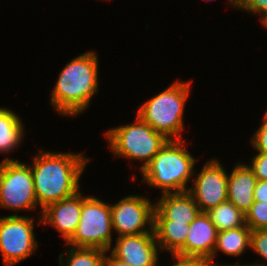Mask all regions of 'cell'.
Instances as JSON below:
<instances>
[{
    "label": "cell",
    "mask_w": 267,
    "mask_h": 266,
    "mask_svg": "<svg viewBox=\"0 0 267 266\" xmlns=\"http://www.w3.org/2000/svg\"><path fill=\"white\" fill-rule=\"evenodd\" d=\"M239 9L261 15L262 25L267 22V0H247Z\"/></svg>",
    "instance_id": "25"
},
{
    "label": "cell",
    "mask_w": 267,
    "mask_h": 266,
    "mask_svg": "<svg viewBox=\"0 0 267 266\" xmlns=\"http://www.w3.org/2000/svg\"><path fill=\"white\" fill-rule=\"evenodd\" d=\"M263 123L261 126L254 132L253 137L251 138V145L256 152H266L267 153V111L263 117Z\"/></svg>",
    "instance_id": "24"
},
{
    "label": "cell",
    "mask_w": 267,
    "mask_h": 266,
    "mask_svg": "<svg viewBox=\"0 0 267 266\" xmlns=\"http://www.w3.org/2000/svg\"><path fill=\"white\" fill-rule=\"evenodd\" d=\"M250 248L266 260V263L258 264L267 266V229L251 231Z\"/></svg>",
    "instance_id": "22"
},
{
    "label": "cell",
    "mask_w": 267,
    "mask_h": 266,
    "mask_svg": "<svg viewBox=\"0 0 267 266\" xmlns=\"http://www.w3.org/2000/svg\"><path fill=\"white\" fill-rule=\"evenodd\" d=\"M110 209L113 230L118 237L154 232L155 204L147 196L129 194L110 204Z\"/></svg>",
    "instance_id": "9"
},
{
    "label": "cell",
    "mask_w": 267,
    "mask_h": 266,
    "mask_svg": "<svg viewBox=\"0 0 267 266\" xmlns=\"http://www.w3.org/2000/svg\"><path fill=\"white\" fill-rule=\"evenodd\" d=\"M91 159L81 153L41 150L30 164L40 212L80 191L79 179Z\"/></svg>",
    "instance_id": "1"
},
{
    "label": "cell",
    "mask_w": 267,
    "mask_h": 266,
    "mask_svg": "<svg viewBox=\"0 0 267 266\" xmlns=\"http://www.w3.org/2000/svg\"><path fill=\"white\" fill-rule=\"evenodd\" d=\"M206 213L218 232L246 225L245 214L228 200L209 209Z\"/></svg>",
    "instance_id": "19"
},
{
    "label": "cell",
    "mask_w": 267,
    "mask_h": 266,
    "mask_svg": "<svg viewBox=\"0 0 267 266\" xmlns=\"http://www.w3.org/2000/svg\"><path fill=\"white\" fill-rule=\"evenodd\" d=\"M263 26L267 29V22Z\"/></svg>",
    "instance_id": "31"
},
{
    "label": "cell",
    "mask_w": 267,
    "mask_h": 266,
    "mask_svg": "<svg viewBox=\"0 0 267 266\" xmlns=\"http://www.w3.org/2000/svg\"><path fill=\"white\" fill-rule=\"evenodd\" d=\"M174 264L171 266H210L209 260L197 256H183L180 254H171Z\"/></svg>",
    "instance_id": "26"
},
{
    "label": "cell",
    "mask_w": 267,
    "mask_h": 266,
    "mask_svg": "<svg viewBox=\"0 0 267 266\" xmlns=\"http://www.w3.org/2000/svg\"><path fill=\"white\" fill-rule=\"evenodd\" d=\"M222 266H241V264H239V261L238 262H236V264L234 265H230V264H224V265H222ZM242 266H265V265H261V264H258V263H256V262H254V263H250L249 265H242Z\"/></svg>",
    "instance_id": "30"
},
{
    "label": "cell",
    "mask_w": 267,
    "mask_h": 266,
    "mask_svg": "<svg viewBox=\"0 0 267 266\" xmlns=\"http://www.w3.org/2000/svg\"><path fill=\"white\" fill-rule=\"evenodd\" d=\"M135 118L132 124L109 128L105 137L114 156H121L130 161H145L141 166L142 170L169 140L137 114Z\"/></svg>",
    "instance_id": "5"
},
{
    "label": "cell",
    "mask_w": 267,
    "mask_h": 266,
    "mask_svg": "<svg viewBox=\"0 0 267 266\" xmlns=\"http://www.w3.org/2000/svg\"><path fill=\"white\" fill-rule=\"evenodd\" d=\"M81 216V191L48 205L42 210L39 225L54 227L67 242L75 233Z\"/></svg>",
    "instance_id": "12"
},
{
    "label": "cell",
    "mask_w": 267,
    "mask_h": 266,
    "mask_svg": "<svg viewBox=\"0 0 267 266\" xmlns=\"http://www.w3.org/2000/svg\"><path fill=\"white\" fill-rule=\"evenodd\" d=\"M255 201L267 202V181L257 180L254 190Z\"/></svg>",
    "instance_id": "27"
},
{
    "label": "cell",
    "mask_w": 267,
    "mask_h": 266,
    "mask_svg": "<svg viewBox=\"0 0 267 266\" xmlns=\"http://www.w3.org/2000/svg\"><path fill=\"white\" fill-rule=\"evenodd\" d=\"M99 59L95 51L84 52L59 73L50 102L60 115L73 117L84 112L99 86Z\"/></svg>",
    "instance_id": "2"
},
{
    "label": "cell",
    "mask_w": 267,
    "mask_h": 266,
    "mask_svg": "<svg viewBox=\"0 0 267 266\" xmlns=\"http://www.w3.org/2000/svg\"><path fill=\"white\" fill-rule=\"evenodd\" d=\"M153 230L161 250L185 256V241L189 224L171 220H154Z\"/></svg>",
    "instance_id": "16"
},
{
    "label": "cell",
    "mask_w": 267,
    "mask_h": 266,
    "mask_svg": "<svg viewBox=\"0 0 267 266\" xmlns=\"http://www.w3.org/2000/svg\"><path fill=\"white\" fill-rule=\"evenodd\" d=\"M113 231L110 204L95 196L85 197L81 193L80 221L66 245L109 252L113 241Z\"/></svg>",
    "instance_id": "6"
},
{
    "label": "cell",
    "mask_w": 267,
    "mask_h": 266,
    "mask_svg": "<svg viewBox=\"0 0 267 266\" xmlns=\"http://www.w3.org/2000/svg\"><path fill=\"white\" fill-rule=\"evenodd\" d=\"M218 230L206 212L200 214L189 224L185 241V256L209 259L216 246Z\"/></svg>",
    "instance_id": "14"
},
{
    "label": "cell",
    "mask_w": 267,
    "mask_h": 266,
    "mask_svg": "<svg viewBox=\"0 0 267 266\" xmlns=\"http://www.w3.org/2000/svg\"><path fill=\"white\" fill-rule=\"evenodd\" d=\"M251 229L245 225L235 229L223 230L218 232L216 246L212 256L208 259L210 266H222V264L214 263L217 251L224 252L229 256L238 257L245 252L246 248H250Z\"/></svg>",
    "instance_id": "17"
},
{
    "label": "cell",
    "mask_w": 267,
    "mask_h": 266,
    "mask_svg": "<svg viewBox=\"0 0 267 266\" xmlns=\"http://www.w3.org/2000/svg\"><path fill=\"white\" fill-rule=\"evenodd\" d=\"M34 218L18 212L0 217V252L4 266H13L35 253Z\"/></svg>",
    "instance_id": "8"
},
{
    "label": "cell",
    "mask_w": 267,
    "mask_h": 266,
    "mask_svg": "<svg viewBox=\"0 0 267 266\" xmlns=\"http://www.w3.org/2000/svg\"><path fill=\"white\" fill-rule=\"evenodd\" d=\"M251 160V165L249 164L248 167L253 171L257 180L267 181V153L257 152Z\"/></svg>",
    "instance_id": "23"
},
{
    "label": "cell",
    "mask_w": 267,
    "mask_h": 266,
    "mask_svg": "<svg viewBox=\"0 0 267 266\" xmlns=\"http://www.w3.org/2000/svg\"><path fill=\"white\" fill-rule=\"evenodd\" d=\"M37 200L30 165L7 157L0 163V207L35 210Z\"/></svg>",
    "instance_id": "7"
},
{
    "label": "cell",
    "mask_w": 267,
    "mask_h": 266,
    "mask_svg": "<svg viewBox=\"0 0 267 266\" xmlns=\"http://www.w3.org/2000/svg\"><path fill=\"white\" fill-rule=\"evenodd\" d=\"M190 89L191 81L177 80L144 102L136 114L168 140H181L183 115Z\"/></svg>",
    "instance_id": "4"
},
{
    "label": "cell",
    "mask_w": 267,
    "mask_h": 266,
    "mask_svg": "<svg viewBox=\"0 0 267 266\" xmlns=\"http://www.w3.org/2000/svg\"><path fill=\"white\" fill-rule=\"evenodd\" d=\"M104 266H130V265L122 261L121 259L115 257L111 252L107 253L106 251V255L104 258Z\"/></svg>",
    "instance_id": "28"
},
{
    "label": "cell",
    "mask_w": 267,
    "mask_h": 266,
    "mask_svg": "<svg viewBox=\"0 0 267 266\" xmlns=\"http://www.w3.org/2000/svg\"><path fill=\"white\" fill-rule=\"evenodd\" d=\"M247 0H228L229 5H232L233 8H240Z\"/></svg>",
    "instance_id": "29"
},
{
    "label": "cell",
    "mask_w": 267,
    "mask_h": 266,
    "mask_svg": "<svg viewBox=\"0 0 267 266\" xmlns=\"http://www.w3.org/2000/svg\"><path fill=\"white\" fill-rule=\"evenodd\" d=\"M184 139L169 140L141 170L142 182L150 187L160 188L161 193H181L194 177L195 159L183 145Z\"/></svg>",
    "instance_id": "3"
},
{
    "label": "cell",
    "mask_w": 267,
    "mask_h": 266,
    "mask_svg": "<svg viewBox=\"0 0 267 266\" xmlns=\"http://www.w3.org/2000/svg\"><path fill=\"white\" fill-rule=\"evenodd\" d=\"M245 223L251 231L267 229V202L255 201L245 214Z\"/></svg>",
    "instance_id": "21"
},
{
    "label": "cell",
    "mask_w": 267,
    "mask_h": 266,
    "mask_svg": "<svg viewBox=\"0 0 267 266\" xmlns=\"http://www.w3.org/2000/svg\"><path fill=\"white\" fill-rule=\"evenodd\" d=\"M153 203L155 204L154 220H171L190 224L201 212L187 191L161 194L158 202Z\"/></svg>",
    "instance_id": "13"
},
{
    "label": "cell",
    "mask_w": 267,
    "mask_h": 266,
    "mask_svg": "<svg viewBox=\"0 0 267 266\" xmlns=\"http://www.w3.org/2000/svg\"><path fill=\"white\" fill-rule=\"evenodd\" d=\"M18 114L0 107V153H10L18 148L24 138V124Z\"/></svg>",
    "instance_id": "18"
},
{
    "label": "cell",
    "mask_w": 267,
    "mask_h": 266,
    "mask_svg": "<svg viewBox=\"0 0 267 266\" xmlns=\"http://www.w3.org/2000/svg\"><path fill=\"white\" fill-rule=\"evenodd\" d=\"M257 178L248 164L235 165L227 181V200L246 214L255 202L254 190Z\"/></svg>",
    "instance_id": "15"
},
{
    "label": "cell",
    "mask_w": 267,
    "mask_h": 266,
    "mask_svg": "<svg viewBox=\"0 0 267 266\" xmlns=\"http://www.w3.org/2000/svg\"><path fill=\"white\" fill-rule=\"evenodd\" d=\"M68 253L59 255L60 266H104L105 250L68 246Z\"/></svg>",
    "instance_id": "20"
},
{
    "label": "cell",
    "mask_w": 267,
    "mask_h": 266,
    "mask_svg": "<svg viewBox=\"0 0 267 266\" xmlns=\"http://www.w3.org/2000/svg\"><path fill=\"white\" fill-rule=\"evenodd\" d=\"M194 176L193 185L187 192L201 212H207L227 200L228 173L219 160L214 158L207 161L200 173L196 172Z\"/></svg>",
    "instance_id": "10"
},
{
    "label": "cell",
    "mask_w": 267,
    "mask_h": 266,
    "mask_svg": "<svg viewBox=\"0 0 267 266\" xmlns=\"http://www.w3.org/2000/svg\"><path fill=\"white\" fill-rule=\"evenodd\" d=\"M116 239L115 246L109 250L115 257L130 266H159L160 249L154 232L121 236Z\"/></svg>",
    "instance_id": "11"
}]
</instances>
